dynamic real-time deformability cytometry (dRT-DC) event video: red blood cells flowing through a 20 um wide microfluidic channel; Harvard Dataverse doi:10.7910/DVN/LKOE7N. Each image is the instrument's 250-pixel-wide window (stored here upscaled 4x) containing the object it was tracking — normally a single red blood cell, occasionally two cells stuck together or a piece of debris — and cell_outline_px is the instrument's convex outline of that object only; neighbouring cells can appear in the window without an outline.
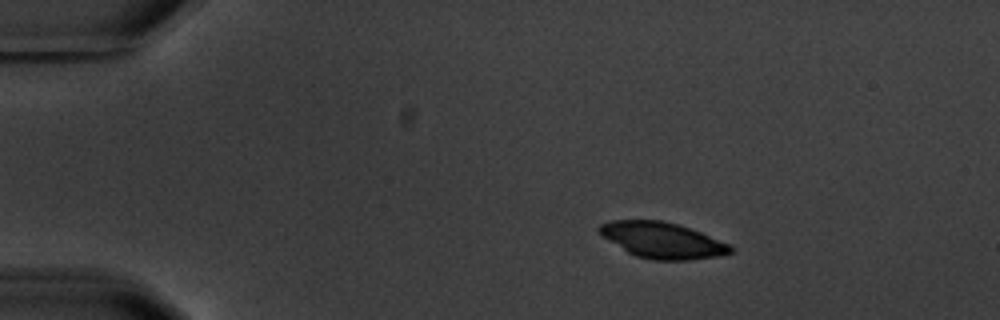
{"species": "common noctule bat (a hibernating species)", "species_latin": "Nyctalus noctula", "temperature_condition": "warm", "stored_images_in_passage": 3, "camera_frame_rate_fps": 3000, "um_per_image_px": 0.085, "animal": {"sex": "male", "body_mass_g": 20.1, "forearm_length_mm": 53.5}, "frame": {"image": 1, "passage_image": 1, "time_ms": 0.0, "image_size_px": [1000, 320], "cell_outline_px": [[732, 252], [720, 256], [688, 260], [652, 260], [636, 256], [628, 252], [600, 236], [596, 232], [596, 228], [600, 224], [612, 220], [664, 220], [700, 232], [728, 244], [732, 248]], "centroid_in_image_um": [56.22, 20.42], "position_along_channel_um": 28.8, "area_um2": 27.46}}